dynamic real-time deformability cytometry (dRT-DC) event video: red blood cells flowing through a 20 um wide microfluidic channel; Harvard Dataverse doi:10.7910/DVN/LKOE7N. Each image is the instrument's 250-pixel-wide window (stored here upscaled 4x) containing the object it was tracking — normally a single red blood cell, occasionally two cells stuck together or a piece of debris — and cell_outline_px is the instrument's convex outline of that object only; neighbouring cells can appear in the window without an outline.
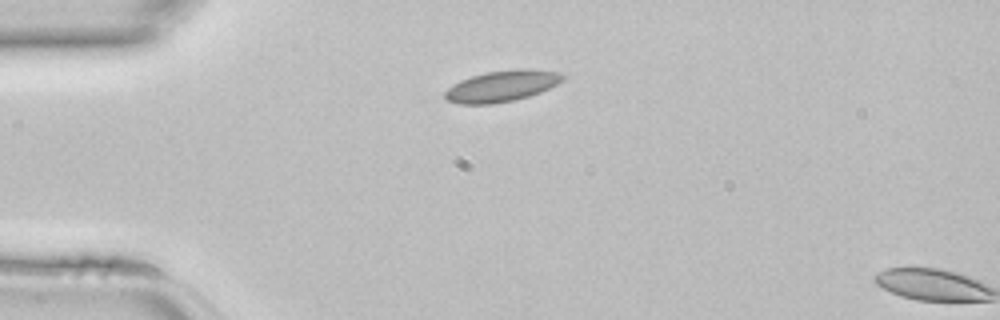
{"species": "common noctule bat (a hibernating species)", "species_latin": "Nyctalus noctula", "temperature_condition": "room temperature", "stored_images_in_passage": 2, "camera_frame_rate_fps": 3000, "um_per_image_px": 0.085, "animal": {"sex": "female", "body_mass_g": 22.7, "forearm_length_mm": 54.2}, "frame": {"image": 1, "passage_image": 1, "time_ms": 0.0, "image_size_px": [1000, 320], "cell_outline_px": [[564, 80], [540, 92], [528, 96], [512, 100], [492, 104], [460, 104], [448, 100], [444, 96], [444, 92], [452, 84], [460, 80], [472, 76], [488, 72], [516, 68], [528, 68], [560, 72], [564, 76]], "centroid_in_image_um": [42.65, 7.3], "position_along_channel_um": 42.3, "area_um2": 21.33}}